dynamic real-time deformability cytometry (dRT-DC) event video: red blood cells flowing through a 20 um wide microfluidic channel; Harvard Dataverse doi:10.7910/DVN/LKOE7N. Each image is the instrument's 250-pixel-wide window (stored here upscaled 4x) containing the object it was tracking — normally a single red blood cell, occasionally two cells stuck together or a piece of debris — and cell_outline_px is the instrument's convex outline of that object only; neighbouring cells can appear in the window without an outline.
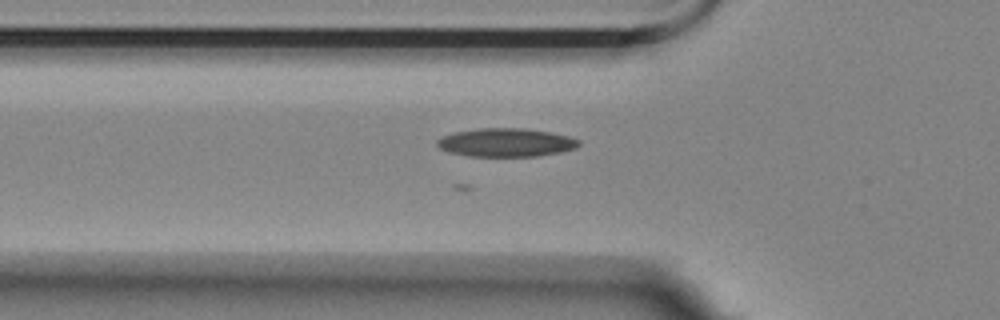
{"species": "Egyptian fruit bat (a non-hibernating species)", "species_latin": "Rousettus aegyptiacus", "temperature_condition": "room temperature", "stored_images_in_passage": 47, "camera_frame_rate_fps": 3000, "um_per_image_px": 0.085, "animal": {"sex": "female"}, "frame": {"image": 1, "passage_image": 7, "time_ms": 2.0, "image_size_px": [1000, 320], "cell_outline_px": [[580, 144], [576, 148], [560, 152], [536, 156], [468, 156], [448, 152], [440, 148], [436, 144], [436, 140], [444, 136], [456, 132], [480, 128], [524, 128], [552, 132], [568, 136], [580, 140]], "centroid_in_image_um": [43.03, 12.11], "position_along_channel_um": 82.8, "area_um2": 23.47}}
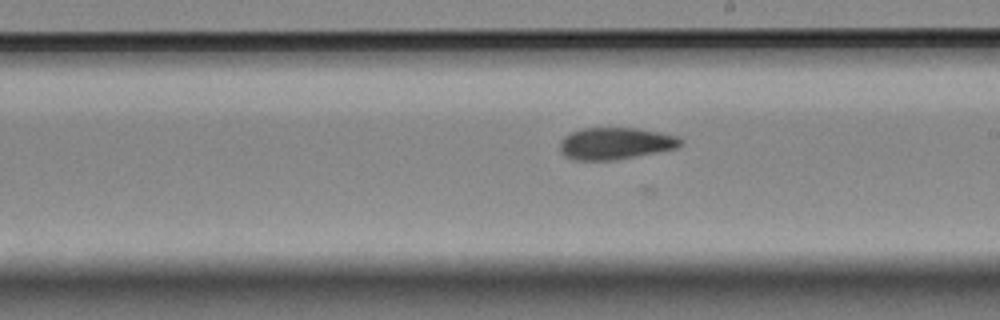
{"frame": {"image": 2, "passage_image": 20, "time_ms": 6.333, "image_size_px": [1000, 320], "cell_outline_px": [[684, 144], [676, 148], [612, 160], [576, 160], [564, 156], [560, 152], [560, 140], [564, 136], [580, 128], [636, 128], [660, 132], [676, 136]], "centroid_in_image_um": [52.26, 12.18], "position_along_channel_um": 236.7, "area_um2": 22.25}}
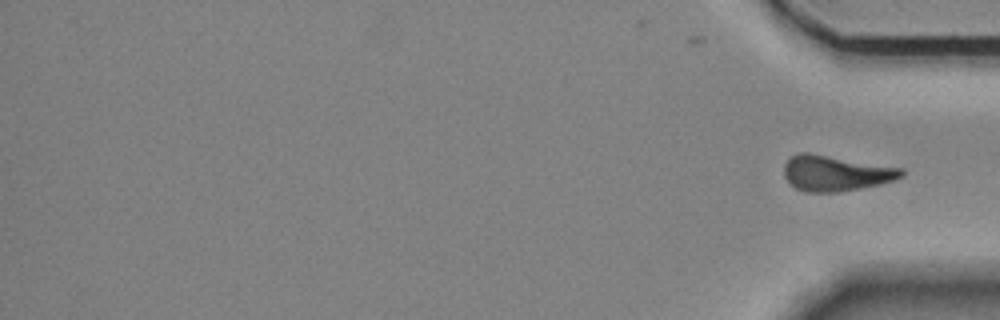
{"frame": {"image": 3, "passage_image": 47, "time_ms": 15.333, "image_size_px": [1000, 320], "cell_outline_px": [[904, 176], [880, 184], [860, 188], [836, 192], [804, 192], [796, 188], [784, 176], [784, 164], [792, 156], [800, 152], [808, 152], [904, 168]], "centroid_in_image_um": [71.04, 14.71], "position_along_channel_um": 364.2, "area_um2": 24.28}}